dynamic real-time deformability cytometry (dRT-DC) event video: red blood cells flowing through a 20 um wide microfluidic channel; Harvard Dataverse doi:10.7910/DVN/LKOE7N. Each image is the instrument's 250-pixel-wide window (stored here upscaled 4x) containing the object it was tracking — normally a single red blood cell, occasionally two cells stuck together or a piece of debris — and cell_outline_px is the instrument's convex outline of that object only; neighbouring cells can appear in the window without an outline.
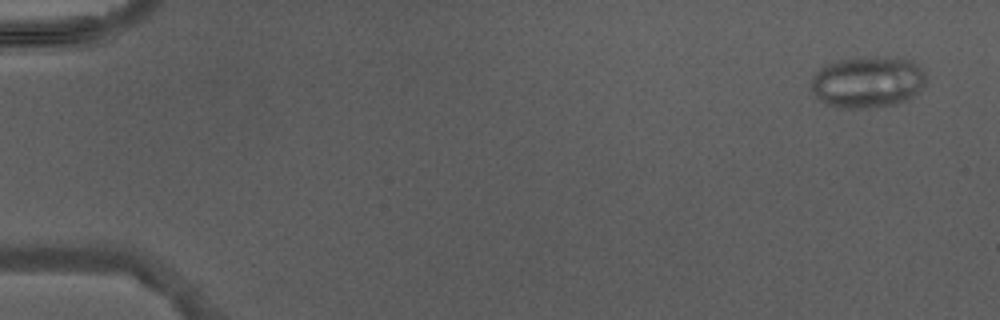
{"species": "Egyptian fruit bat (a non-hibernating species)", "species_latin": "Rousettus aegyptiacus", "temperature_condition": "warm", "stored_images_in_passage": 4, "camera_frame_rate_fps": 3000, "um_per_image_px": 0.085, "animal": {"sex": "male"}, "frame": {"image": 1, "passage_image": 1, "time_ms": 0.0, "image_size_px": [1000, 320], "cell_outline_px": [[928, 80], [908, 100], [892, 104], [868, 108], [836, 108], [820, 100], [816, 96], [812, 88], [812, 80], [816, 72], [820, 68], [828, 64], [840, 60], [860, 56], [884, 56], [912, 60], [924, 72]], "centroid_in_image_um": [73.76, 6.95], "position_along_channel_um": 11.2, "area_um2": 34.51}}